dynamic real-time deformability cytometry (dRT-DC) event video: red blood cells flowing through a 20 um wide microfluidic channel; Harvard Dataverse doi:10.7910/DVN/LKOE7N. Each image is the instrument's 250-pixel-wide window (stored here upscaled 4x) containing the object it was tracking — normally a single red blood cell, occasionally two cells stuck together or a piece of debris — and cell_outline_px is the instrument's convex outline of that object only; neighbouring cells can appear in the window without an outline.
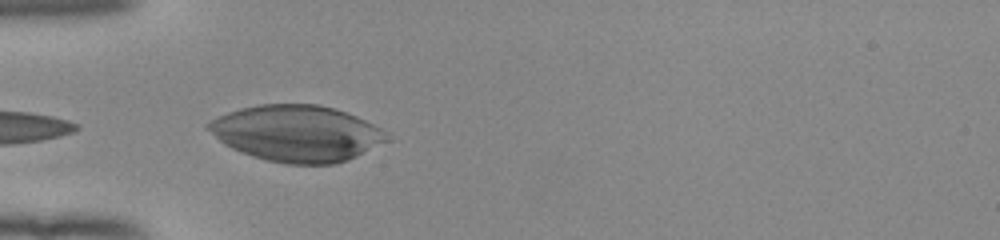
{"species": "human", "species_latin": "Homo sapiens", "temperature_condition": "room temperature", "stored_images_in_passage": 23, "camera_frame_rate_fps": 3000, "um_per_image_px": 0.085, "donor": {"sex": "female"}, "frame": {"image": 1, "passage_image": 1, "time_ms": 0.0, "image_size_px": [1000, 240], "cell_outline_px": [[388, 140], [348, 160], [336, 164], [288, 164], [268, 160], [252, 156], [240, 152], [224, 144], [204, 128], [204, 124], [228, 112], [240, 108], [260, 104], [316, 104], [336, 108], [348, 112], [380, 128], [384, 132]], "centroid_in_image_um": [25.18, 11.33], "position_along_channel_um": 59.8, "area_um2": 58.38}}
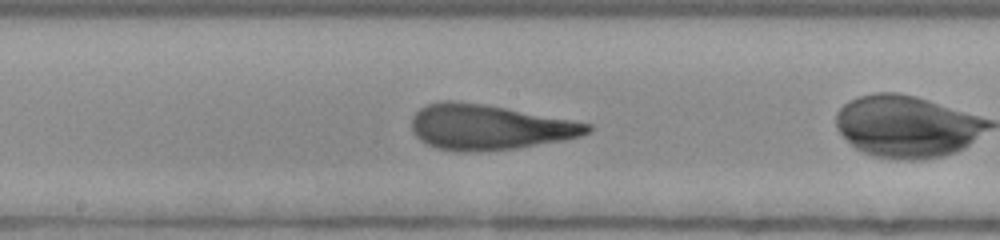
{"frame": {"image": 2, "passage_image": 10, "time_ms": 3.0, "image_size_px": [1000, 240], "cell_outline_px": [[592, 132], [580, 136], [564, 140], [516, 148], [472, 152], [464, 152], [436, 148], [420, 140], [412, 132], [412, 116], [424, 104], [440, 100], [452, 100], [484, 104], [572, 120], [592, 124]], "centroid_in_image_um": [41.55, 10.8], "position_along_channel_um": 206.7, "area_um2": 46.41}}